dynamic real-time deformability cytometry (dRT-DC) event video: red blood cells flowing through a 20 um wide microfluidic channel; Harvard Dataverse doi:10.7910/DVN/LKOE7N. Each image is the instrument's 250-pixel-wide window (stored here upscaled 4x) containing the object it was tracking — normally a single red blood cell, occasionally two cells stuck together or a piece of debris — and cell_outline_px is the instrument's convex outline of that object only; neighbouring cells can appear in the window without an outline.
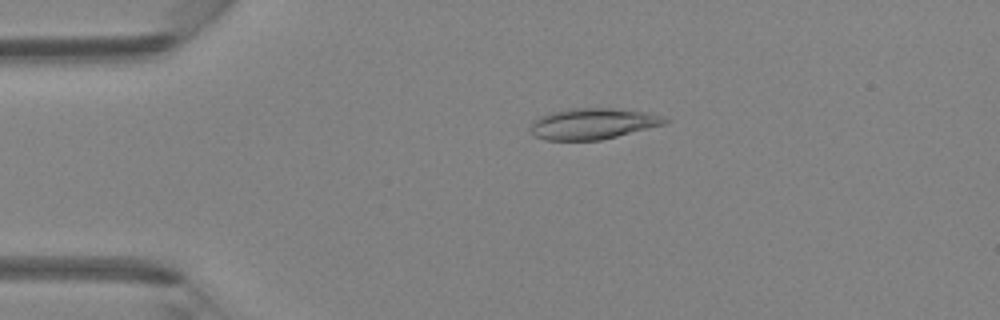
{"species": "Egyptian fruit bat (a non-hibernating species)", "species_latin": "Rousettus aegyptiacus", "temperature_condition": "room temperature", "stored_images_in_passage": 46, "camera_frame_rate_fps": 3000, "um_per_image_px": 0.085, "animal": {"sex": "female"}, "frame": {"image": 1, "passage_image": 10, "time_ms": 3.0, "image_size_px": [1000, 320], "cell_outline_px": [[672, 120], [668, 124], [600, 140], [544, 140], [532, 136], [532, 120], [540, 116], [552, 112], [568, 108], [612, 108], [644, 112], [664, 116]], "centroid_in_image_um": [50.42, 10.51], "position_along_channel_um": 34.6, "area_um2": 24.51}}
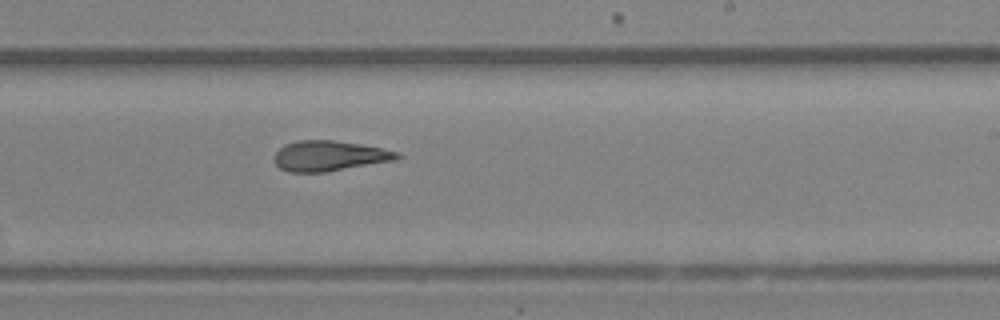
{"frame": {"image": 2, "passage_image": 28, "time_ms": 9.0, "image_size_px": [1000, 320], "cell_outline_px": [[400, 160], [324, 172], [288, 172], [280, 168], [272, 160], [272, 156], [284, 144], [296, 140], [332, 140], [360, 144], [400, 152]], "centroid_in_image_um": [27.98, 13.25], "position_along_channel_um": 261.0, "area_um2": 21.96}}
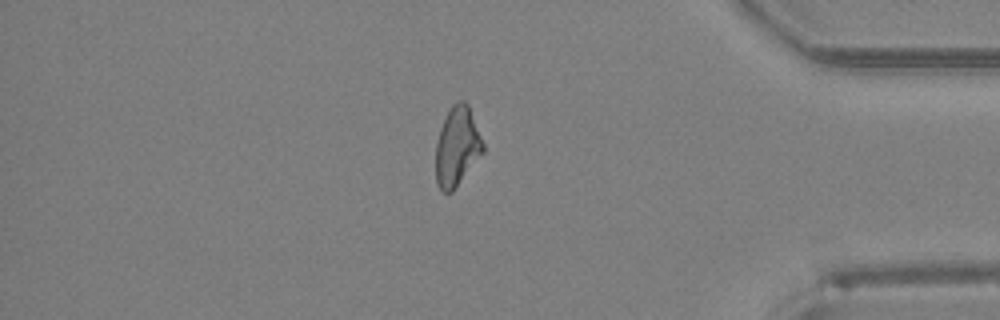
{"frame": {"image": 3, "passage_image": 39, "time_ms": 12.667, "image_size_px": [1000, 320], "cell_outline_px": [[484, 152], [452, 192], [444, 192], [436, 184], [436, 144], [440, 128], [452, 104], [456, 100], [464, 100], [468, 104], [484, 144]], "centroid_in_image_um": [38.85, 12.45], "position_along_channel_um": 396.3, "area_um2": 21.73}}